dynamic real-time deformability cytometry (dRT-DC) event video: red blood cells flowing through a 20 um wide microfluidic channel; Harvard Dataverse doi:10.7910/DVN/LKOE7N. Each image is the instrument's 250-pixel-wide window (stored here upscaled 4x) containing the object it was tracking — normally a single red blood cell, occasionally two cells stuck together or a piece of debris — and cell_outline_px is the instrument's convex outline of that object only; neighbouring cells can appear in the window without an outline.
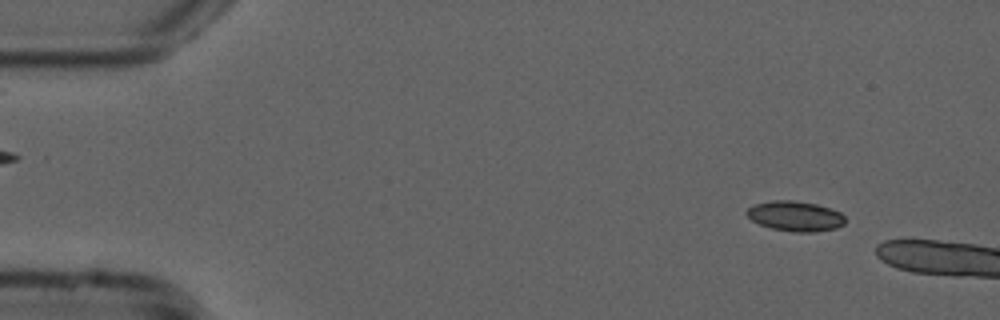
{"species": "common noctule bat (a hibernating species)", "species_latin": "Nyctalus noctula", "temperature_condition": "cold", "stored_images_in_passage": 8, "camera_frame_rate_fps": 3000, "um_per_image_px": 0.085, "animal": {"sex": "male", "forearm_length_mm": 52.5}, "frame": {"image": 1, "passage_image": 5, "time_ms": 1.333, "image_size_px": [1000, 320], "cell_outline_px": [[844, 224], [836, 228], [816, 232], [792, 232], [772, 228], [760, 224], [752, 220], [744, 212], [752, 204], [772, 200], [792, 200], [816, 204], [840, 212], [844, 216]], "centroid_in_image_um": [67.57, 18.37], "position_along_channel_um": 17.4, "area_um2": 17.28}}